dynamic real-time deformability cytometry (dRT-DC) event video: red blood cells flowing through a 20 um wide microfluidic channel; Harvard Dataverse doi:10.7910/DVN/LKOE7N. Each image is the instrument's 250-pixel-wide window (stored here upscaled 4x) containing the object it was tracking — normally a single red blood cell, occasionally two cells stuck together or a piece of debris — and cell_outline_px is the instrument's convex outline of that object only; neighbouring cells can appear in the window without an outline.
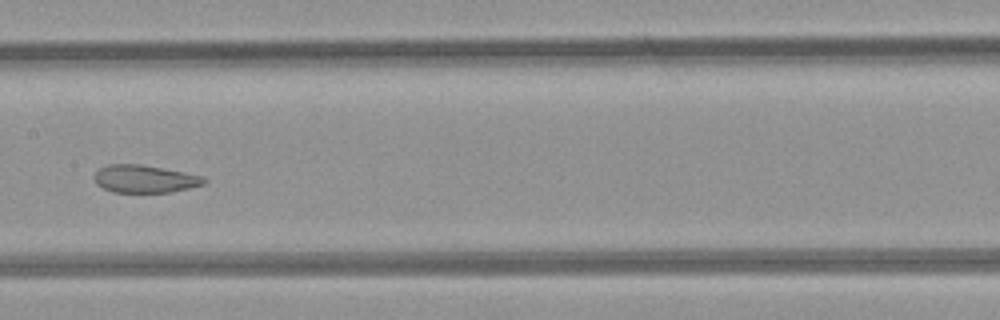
{"species": "common noctule bat (a hibernating species)", "species_latin": "Nyctalus noctula", "temperature_condition": "room temperature", "stored_images_in_passage": 31, "camera_frame_rate_fps": 3000, "um_per_image_px": 0.085, "animal": {"sex": "female", "body_mass_g": 21.9}, "frame": {"image": 1, "passage_image": 18, "time_ms": 5.667, "image_size_px": [1000, 320], "cell_outline_px": [[208, 180], [204, 184], [172, 192], [112, 192], [96, 184], [92, 176], [100, 168], [108, 164], [140, 164], [184, 172], [204, 176]], "centroid_in_image_um": [12.29, 15.2], "position_along_channel_um": 195.1, "area_um2": 17.74}, "authors_computed_cell_mechanics": {"area_um2": 19.4786, "velocity_mm_per_s": 4.192, "shape_relaxation_time_tau1_ms": null, "shape_relaxation_time_tau2_ms": 1.1485, "deformation_change_tau1": null, "deformation_change_tau2": 0.0722}}